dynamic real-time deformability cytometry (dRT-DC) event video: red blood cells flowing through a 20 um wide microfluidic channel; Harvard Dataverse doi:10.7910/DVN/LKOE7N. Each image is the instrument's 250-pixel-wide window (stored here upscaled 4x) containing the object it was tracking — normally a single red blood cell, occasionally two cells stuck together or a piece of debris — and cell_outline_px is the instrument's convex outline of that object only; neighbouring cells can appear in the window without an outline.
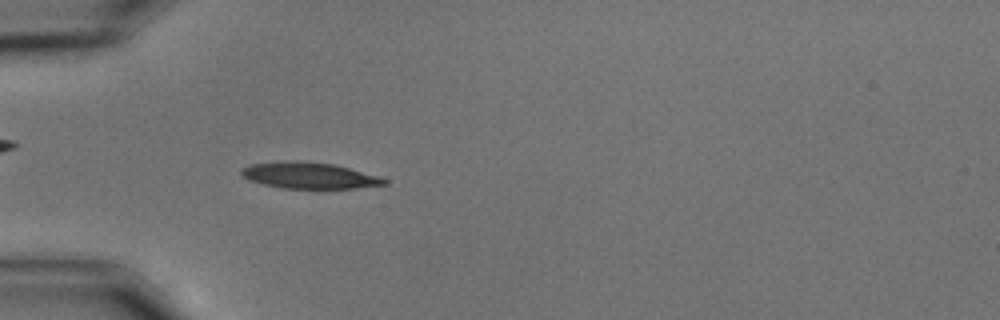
{"species": "common noctule bat (a hibernating species)", "species_latin": "Nyctalus noctula", "temperature_condition": "cold", "stored_images_in_passage": 56, "camera_frame_rate_fps": 3000, "um_per_image_px": 0.085, "animal": {"sex": "male", "body_mass_g": 15.6}, "frame": {"image": 1, "passage_image": 17, "time_ms": 5.333, "image_size_px": [1000, 320], "cell_outline_px": [[388, 184], [356, 188], [284, 188], [264, 184], [248, 180], [240, 172], [248, 164], [284, 160], [300, 160], [332, 164], [348, 168], [376, 176], [388, 180]], "centroid_in_image_um": [26.24, 14.9], "position_along_channel_um": 58.8, "area_um2": 21.68}}
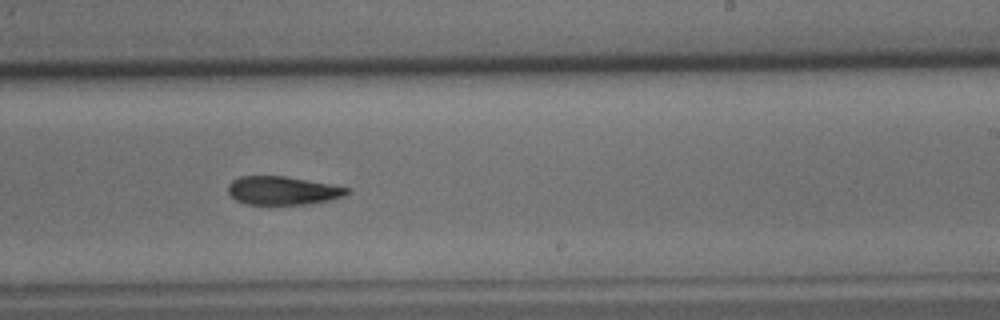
{"frame": {"image": 2, "passage_image": 35, "time_ms": 11.333, "image_size_px": [1000, 320], "cell_outline_px": [[348, 192], [344, 196], [328, 200], [308, 204], [244, 204], [236, 200], [228, 192], [228, 184], [232, 180], [240, 176], [284, 176], [328, 184], [348, 188]], "centroid_in_image_um": [23.97, 16.2], "position_along_channel_um": 265.0, "area_um2": 19.42}}
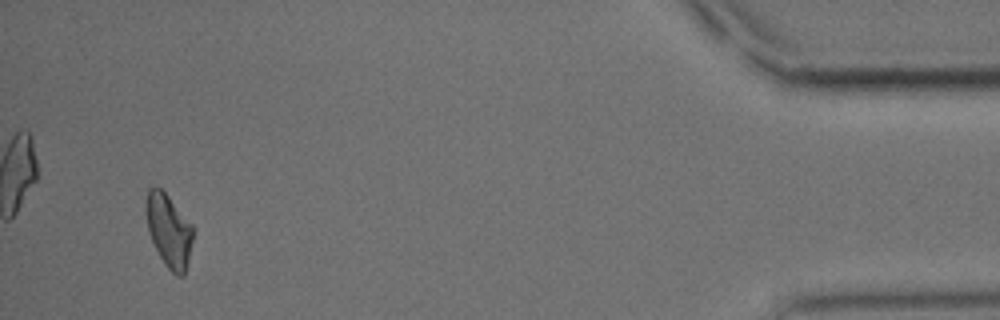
{"frame": {"image": 3, "passage_image": 54, "time_ms": 17.667, "image_size_px": [1000, 320], "cell_outline_px": [[192, 240], [188, 260], [184, 276], [176, 276], [164, 264], [148, 232], [144, 212], [144, 204], [148, 188], [156, 184], [168, 196], [192, 224]], "centroid_in_image_um": [14.3, 19.55], "position_along_channel_um": 420.9, "area_um2": 20.11}, "authors_computed_cell_mechanics": {"area_um2": 20.5768, "velocity_mm_per_s": 3.5337, "shape_relaxation_time_tau1_ms": 3.8572, "shape_relaxation_time_tau2_ms": 10.1442, "deformation_change_tau1": 0.1334, "deformation_change_tau2": 0.1884}}